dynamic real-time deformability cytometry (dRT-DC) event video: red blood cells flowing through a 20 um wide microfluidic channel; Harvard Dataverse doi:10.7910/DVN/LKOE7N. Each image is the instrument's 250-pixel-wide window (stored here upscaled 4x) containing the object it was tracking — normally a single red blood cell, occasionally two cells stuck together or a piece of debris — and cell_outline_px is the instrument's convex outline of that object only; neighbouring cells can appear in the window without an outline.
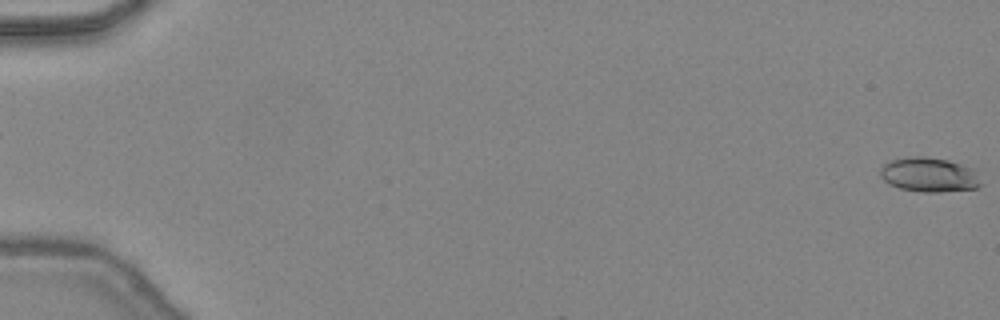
{"species": "common noctule bat (a hibernating species)", "species_latin": "Nyctalus noctula", "temperature_condition": "warm", "stored_images_in_passage": 4, "camera_frame_rate_fps": 3000, "um_per_image_px": 0.085, "animal": {"sex": "female", "body_mass_g": 24.6, "forearm_length_mm": 56.2}, "frame": {"image": 1, "passage_image": 1, "time_ms": 0.0, "image_size_px": [1000, 320], "cell_outline_px": [[980, 184], [976, 188], [940, 192], [924, 192], [900, 188], [888, 184], [880, 176], [880, 168], [884, 164], [892, 160], [912, 156], [924, 156], [948, 160], [972, 168]], "centroid_in_image_um": [78.92, 14.85], "position_along_channel_um": 6.1, "area_um2": 19.94}}